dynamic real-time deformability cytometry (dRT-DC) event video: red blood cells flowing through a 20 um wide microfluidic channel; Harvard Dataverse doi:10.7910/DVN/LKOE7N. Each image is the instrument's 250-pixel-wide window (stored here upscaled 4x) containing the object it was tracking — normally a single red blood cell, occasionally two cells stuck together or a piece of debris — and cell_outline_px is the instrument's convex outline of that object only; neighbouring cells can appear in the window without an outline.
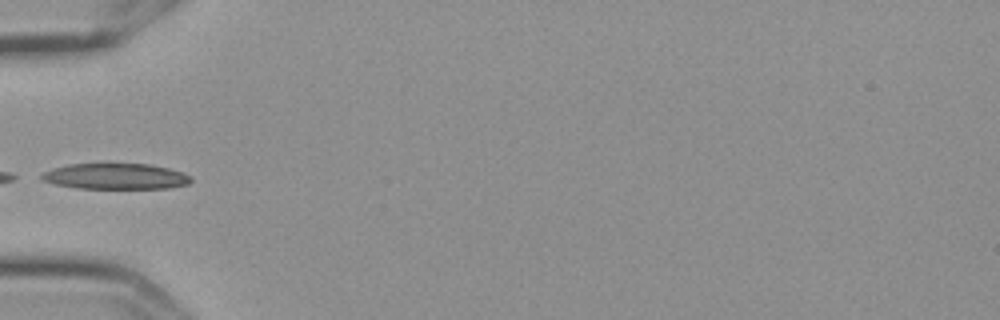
{"species": "Egyptian fruit bat (a non-hibernating species)", "species_latin": "Rousettus aegyptiacus", "temperature_condition": "cold", "stored_images_in_passage": 7, "camera_frame_rate_fps": 3000, "um_per_image_px": 0.085, "frame": {"image": 1, "passage_image": 4, "time_ms": 1.0, "image_size_px": [1000, 320], "cell_outline_px": [[192, 180], [188, 184], [168, 188], [76, 188], [52, 184], [40, 180], [40, 176], [44, 172], [52, 168], [68, 164], [148, 164], [168, 168], [192, 176]], "centroid_in_image_um": [9.78, 14.99], "position_along_channel_um": 75.2, "area_um2": 22.48}}
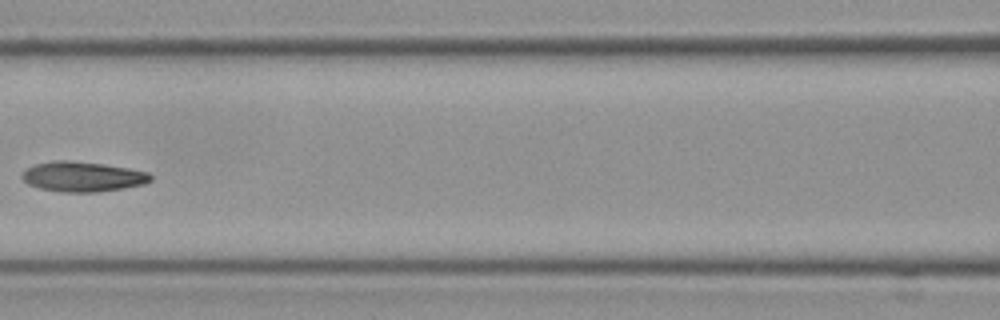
{"frame": {"image": 2, "passage_image": 6, "time_ms": 1.667, "image_size_px": [1000, 320], "cell_outline_px": [[152, 180], [144, 184], [124, 188], [96, 192], [64, 192], [40, 188], [28, 184], [20, 176], [28, 168], [36, 164], [56, 160], [68, 160], [104, 164], [128, 168], [148, 172], [152, 176]], "centroid_in_image_um": [7.05, 15.01], "position_along_channel_um": 159.6, "area_um2": 22.37}}
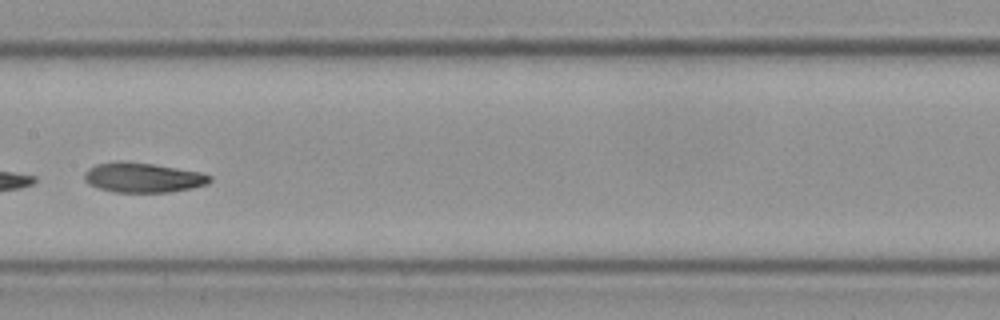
{"frame": {"image": 3, "passage_image": 7, "time_ms": 2.0, "image_size_px": [1000, 320], "cell_outline_px": [[212, 180], [208, 184], [192, 188], [168, 192], [112, 192], [96, 188], [88, 184], [84, 180], [84, 172], [88, 168], [96, 164], [152, 164], [200, 172], [212, 176]], "centroid_in_image_um": [12.17, 15.14], "position_along_channel_um": 195.2, "area_um2": 21.15}}